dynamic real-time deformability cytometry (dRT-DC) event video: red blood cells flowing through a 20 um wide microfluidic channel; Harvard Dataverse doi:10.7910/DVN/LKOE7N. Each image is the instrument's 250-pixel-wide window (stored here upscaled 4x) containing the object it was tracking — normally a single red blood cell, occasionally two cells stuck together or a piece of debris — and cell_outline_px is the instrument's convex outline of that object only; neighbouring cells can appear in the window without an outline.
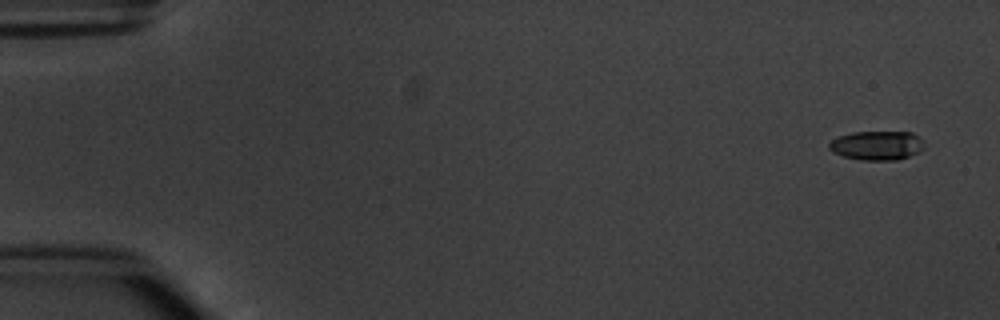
{"species": "common noctule bat (a hibernating species)", "species_latin": "Nyctalus noctula", "temperature_condition": "warm", "stored_images_in_passage": 4, "camera_frame_rate_fps": 3000, "um_per_image_px": 0.085, "animal": {"sex": "male", "body_mass_g": 20.1, "forearm_length_mm": 53.5}, "frame": {"image": 1, "passage_image": 1, "time_ms": 0.0, "image_size_px": [1000, 320], "cell_outline_px": [[924, 148], [920, 152], [896, 160], [860, 160], [844, 156], [832, 152], [828, 148], [828, 144], [832, 140], [840, 136], [852, 132], [912, 132], [920, 140]], "centroid_in_image_um": [74.51, 12.37], "position_along_channel_um": 10.5, "area_um2": 16.01}}
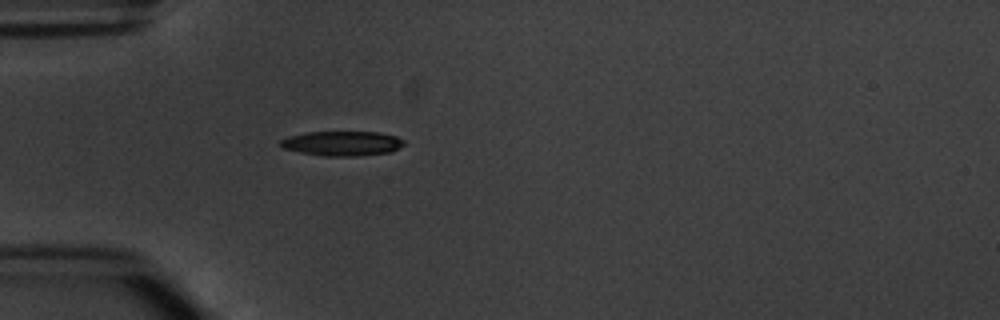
{"frame": {"image": 2, "passage_image": 4, "time_ms": 4.667, "image_size_px": [1000, 320], "cell_outline_px": [[404, 144], [400, 148], [392, 152], [356, 156], [324, 156], [300, 152], [284, 148], [280, 144], [280, 140], [288, 136], [308, 132], [376, 132], [396, 136], [404, 140]], "centroid_in_image_um": [29.11, 12.19], "position_along_channel_um": 55.9, "area_um2": 17.74}}